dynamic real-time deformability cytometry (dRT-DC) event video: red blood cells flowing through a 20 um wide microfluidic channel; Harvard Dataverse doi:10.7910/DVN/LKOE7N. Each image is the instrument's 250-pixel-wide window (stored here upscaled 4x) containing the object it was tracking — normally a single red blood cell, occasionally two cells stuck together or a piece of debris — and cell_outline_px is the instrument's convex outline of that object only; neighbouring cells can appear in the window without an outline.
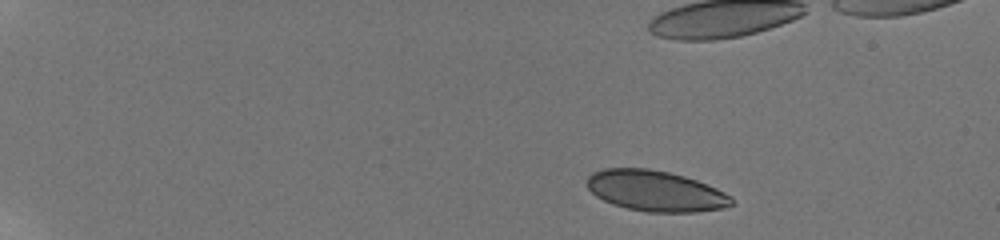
{"species": "human", "species_latin": "Homo sapiens", "temperature_condition": "room temperature", "stored_images_in_passage": 48, "camera_frame_rate_fps": 3000, "um_per_image_px": 0.085, "donor": {"sex": "male"}, "frame": {"image": 1, "passage_image": 1, "time_ms": 0.0, "image_size_px": [1000, 240], "cell_outline_px": [[736, 204], [724, 208], [696, 212], [644, 212], [612, 204], [596, 196], [588, 188], [588, 176], [592, 172], [604, 168], [648, 168], [668, 172], [684, 176], [696, 180], [716, 188], [732, 196]], "centroid_in_image_um": [55.75, 16.23], "position_along_channel_um": 29.3, "area_um2": 34.45}}
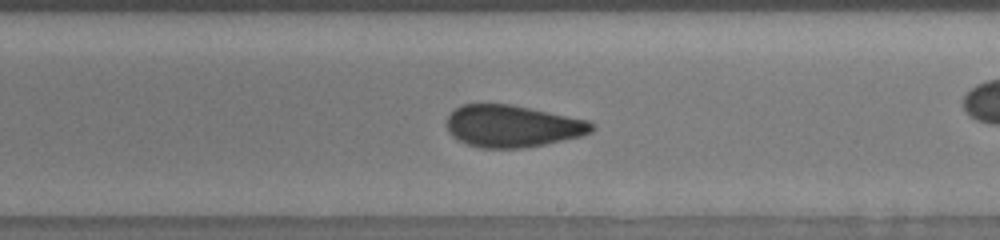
{"frame": {"image": 2, "passage_image": 28, "time_ms": 9.0, "image_size_px": [1000, 240], "cell_outline_px": [[596, 128], [592, 132], [580, 136], [544, 144], [524, 148], [480, 148], [468, 144], [452, 136], [448, 132], [448, 116], [460, 104], [512, 104], [588, 120], [596, 124]], "centroid_in_image_um": [43.58, 10.72], "position_along_channel_um": 245.4, "area_um2": 35.49}}
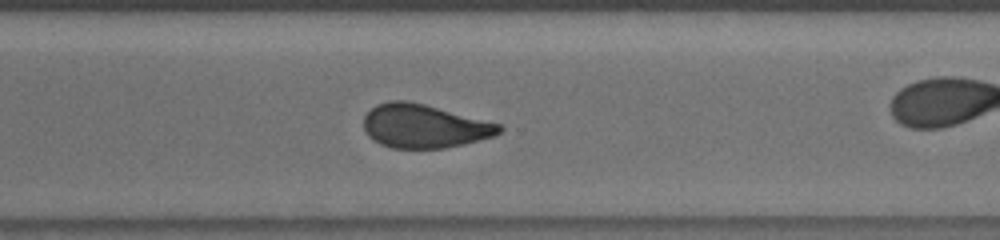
{"frame": {"image": 3, "passage_image": 35, "time_ms": 11.333, "image_size_px": [1000, 240], "cell_outline_px": [[504, 128], [496, 136], [464, 144], [444, 148], [392, 148], [380, 144], [372, 140], [368, 136], [364, 128], [364, 116], [376, 104], [388, 100], [404, 100], [424, 104], [500, 124]], "centroid_in_image_um": [36.04, 10.72], "position_along_channel_um": 334.6, "area_um2": 34.45}, "authors_computed_cell_mechanics": {"area_um2": 35.4314, "velocity_mm_per_s": 3.8213, "shape_relaxation_time_tau1_ms": null, "shape_relaxation_time_tau2_ms": 0.9171, "deformation_change_tau1": null, "deformation_change_tau2": 0.0627}}